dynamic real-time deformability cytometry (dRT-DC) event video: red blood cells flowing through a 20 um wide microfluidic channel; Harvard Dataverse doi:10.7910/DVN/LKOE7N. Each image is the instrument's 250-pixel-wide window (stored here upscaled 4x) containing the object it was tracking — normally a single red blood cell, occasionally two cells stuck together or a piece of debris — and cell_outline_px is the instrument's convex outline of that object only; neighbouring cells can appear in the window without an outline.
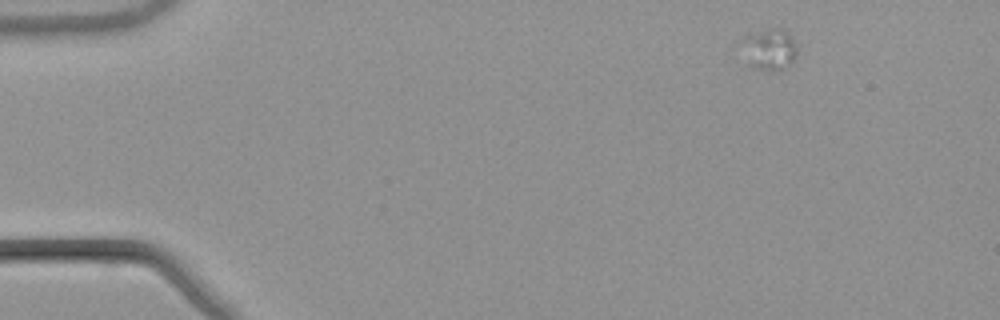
{"species": "common noctule bat (a hibernating species)", "species_latin": "Nyctalus noctula", "temperature_condition": "warm", "stored_images_in_passage": 21, "camera_frame_rate_fps": 3000, "um_per_image_px": 0.085, "animal": {"sex": "male", "body_mass_g": 21.5, "forearm_length_mm": 52.0}, "frame": {"image": 1, "passage_image": 1, "time_ms": 0.0, "image_size_px": [1000, 320], "cell_outline_px": [[796, 56], [784, 68], [772, 72], [752, 68], [748, 64], [740, 40], [744, 36], [772, 28], [784, 28], [788, 32], [796, 44]], "centroid_in_image_um": [65.38, 4.2], "position_along_channel_um": 19.6, "area_um2": 13.41}}
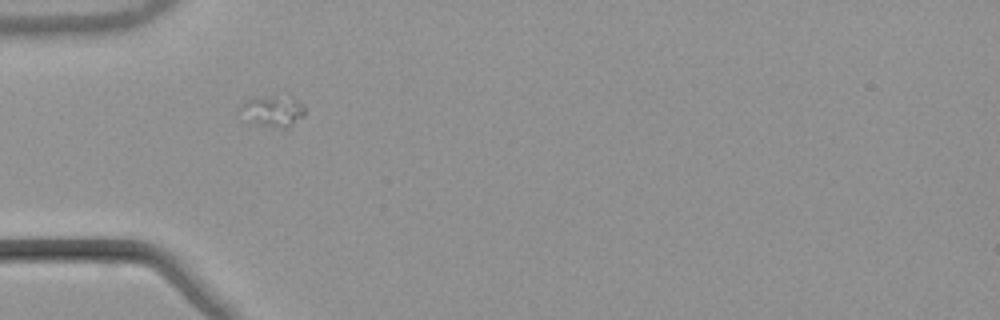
{"frame": {"image": 2, "passage_image": 12, "time_ms": 3.667, "image_size_px": [1000, 320], "cell_outline_px": [[304, 116], [284, 128], [264, 124], [256, 120], [240, 108], [240, 104], [248, 100], [272, 96], [276, 96], [304, 104]], "centroid_in_image_um": [23.29, 9.41], "position_along_channel_um": 61.7, "area_um2": 10.17}}